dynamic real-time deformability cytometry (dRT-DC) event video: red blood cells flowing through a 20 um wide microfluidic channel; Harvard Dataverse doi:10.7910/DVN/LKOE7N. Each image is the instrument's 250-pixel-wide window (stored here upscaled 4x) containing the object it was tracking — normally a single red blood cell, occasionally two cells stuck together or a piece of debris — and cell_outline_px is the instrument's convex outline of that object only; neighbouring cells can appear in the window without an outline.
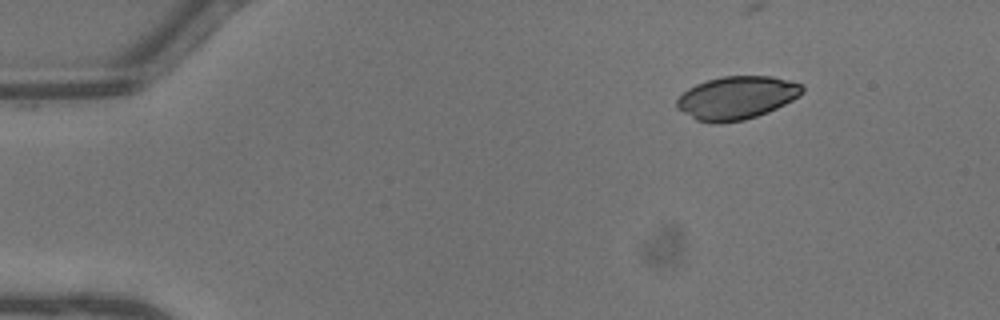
{"species": "common noctule bat (a hibernating species)", "species_latin": "Nyctalus noctula", "temperature_condition": "warm", "stored_images_in_passage": 13, "camera_frame_rate_fps": 3000, "um_per_image_px": 0.085, "animal": {"sex": "male", "body_mass_g": 13.3}, "frame": {"image": 1, "passage_image": 1, "time_ms": 0.0, "image_size_px": [1000, 320], "cell_outline_px": [[804, 92], [800, 96], [768, 112], [744, 120], [716, 124], [696, 120], [676, 108], [676, 100], [688, 88], [696, 84], [708, 80], [724, 76], [772, 76], [804, 84]], "centroid_in_image_um": [62.63, 8.31], "position_along_channel_um": 22.4, "area_um2": 31.56}}